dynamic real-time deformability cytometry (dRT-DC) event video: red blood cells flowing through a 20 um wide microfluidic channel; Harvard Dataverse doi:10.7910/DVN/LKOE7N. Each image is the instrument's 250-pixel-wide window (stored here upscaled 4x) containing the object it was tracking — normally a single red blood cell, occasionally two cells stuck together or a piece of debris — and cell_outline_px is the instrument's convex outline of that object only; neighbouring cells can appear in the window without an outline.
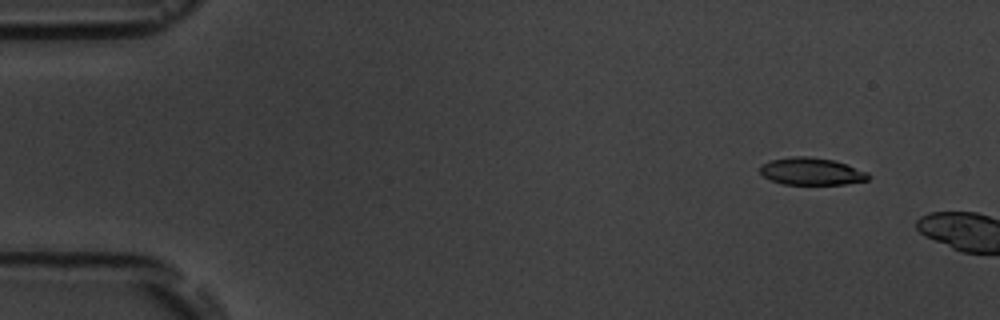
{"species": "common noctule bat (a hibernating species)", "species_latin": "Nyctalus noctula", "temperature_condition": "room temperature", "stored_images_in_passage": 3, "camera_frame_rate_fps": 3000, "um_per_image_px": 0.085, "animal": {"sex": "male", "body_mass_g": 19.5, "forearm_length_mm": 54.6}, "frame": {"image": 1, "passage_image": 2, "time_ms": 1.0, "image_size_px": [1000, 320], "cell_outline_px": [[872, 176], [868, 180], [844, 184], [784, 184], [772, 180], [764, 176], [760, 172], [760, 168], [764, 164], [772, 160], [792, 156], [808, 156], [832, 160], [868, 172]], "centroid_in_image_um": [69.0, 14.57], "position_along_channel_um": 16.0, "area_um2": 16.94}}